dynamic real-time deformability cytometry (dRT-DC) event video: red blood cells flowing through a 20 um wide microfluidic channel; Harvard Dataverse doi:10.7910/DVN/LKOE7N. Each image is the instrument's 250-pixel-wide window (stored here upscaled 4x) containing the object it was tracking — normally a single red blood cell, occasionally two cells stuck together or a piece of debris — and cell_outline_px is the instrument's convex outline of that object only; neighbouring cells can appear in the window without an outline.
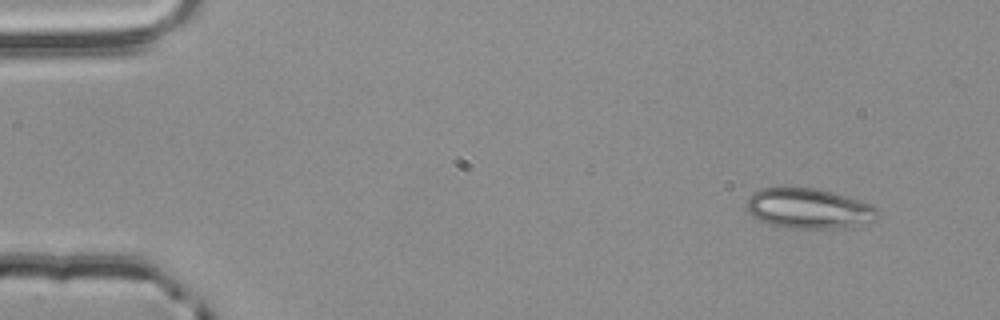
{"species": "common noctule bat (a hibernating species)", "species_latin": "Nyctalus noctula", "temperature_condition": "room temperature", "stored_images_in_passage": 50, "camera_frame_rate_fps": 3000, "um_per_image_px": 0.085, "animal": {"sex": "male", "body_mass_g": 20.4}, "frame": {"image": 1, "passage_image": 1, "time_ms": 0.0, "image_size_px": [1000, 320], "cell_outline_px": [[880, 216], [872, 220], [856, 224], [836, 228], [784, 228], [768, 224], [752, 216], [748, 212], [748, 196], [752, 192], [760, 188], [816, 188], [832, 192], [872, 204], [880, 212]], "centroid_in_image_um": [68.71, 17.72], "position_along_channel_um": 16.3, "area_um2": 30.46}}
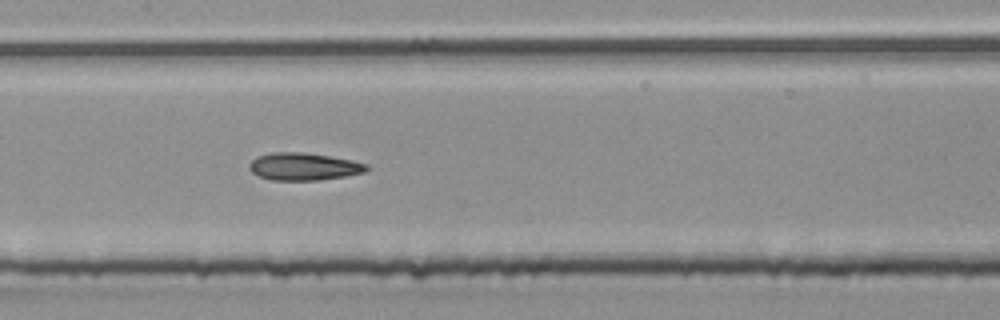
{"frame": {"image": 2, "passage_image": 23, "time_ms": 7.333, "image_size_px": [1000, 320], "cell_outline_px": [[372, 168], [364, 172], [344, 176], [320, 180], [272, 180], [260, 176], [252, 172], [248, 168], [248, 164], [256, 156], [272, 152], [304, 152], [352, 160], [368, 164]], "centroid_in_image_um": [25.82, 14.15], "position_along_channel_um": 181.6, "area_um2": 18.84}}
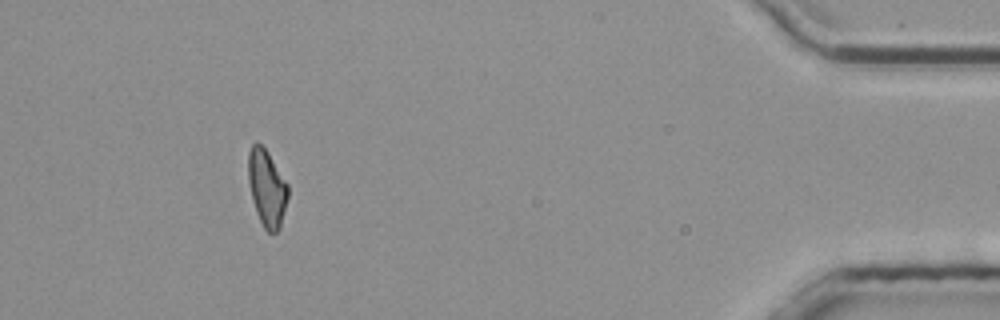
{"frame": {"image": 3, "passage_image": 46, "time_ms": 15.0, "image_size_px": [1000, 320], "cell_outline_px": [[288, 196], [280, 228], [276, 232], [268, 232], [264, 228], [256, 212], [252, 200], [248, 180], [248, 152], [252, 144], [256, 140], [268, 152], [288, 184]], "centroid_in_image_um": [22.67, 15.96], "position_along_channel_um": 412.5, "area_um2": 17.8}, "authors_computed_cell_mechanics": {"area_um2": 18.4671, "velocity_mm_per_s": 3.8686, "shape_relaxation_time_tau1_ms": 8.6032, "shape_relaxation_time_tau2_ms": 3.2881, "deformation_change_tau1": 0.1784, "deformation_change_tau2": 0.1209}}